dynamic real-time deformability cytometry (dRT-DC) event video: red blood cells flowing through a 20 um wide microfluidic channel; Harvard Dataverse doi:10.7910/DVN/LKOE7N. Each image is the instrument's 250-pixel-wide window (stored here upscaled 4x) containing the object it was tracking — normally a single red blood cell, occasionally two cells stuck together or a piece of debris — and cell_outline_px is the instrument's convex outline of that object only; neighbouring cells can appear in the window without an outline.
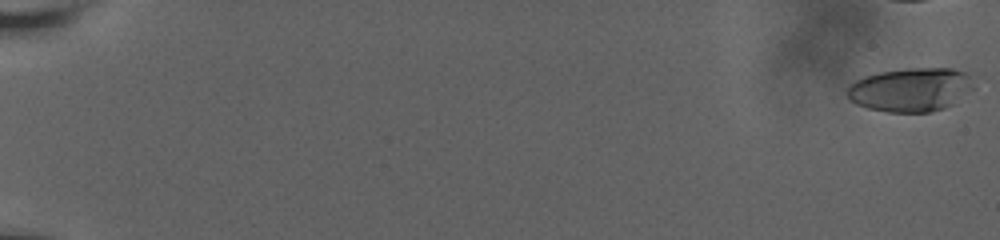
{"species": "human", "species_latin": "Homo sapiens", "temperature_condition": "room temperature", "stored_images_in_passage": 51, "camera_frame_rate_fps": 3000, "um_per_image_px": 0.085, "donor": {"sex": "male"}, "frame": {"image": 1, "passage_image": 1, "time_ms": 0.0, "image_size_px": [1000, 240], "cell_outline_px": [[972, 88], [952, 104], [944, 108], [932, 112], [888, 112], [868, 108], [856, 104], [848, 96], [848, 84], [864, 76], [880, 72], [908, 68], [952, 68], [964, 72], [968, 76]], "centroid_in_image_um": [77.36, 7.62], "position_along_channel_um": 7.6, "area_um2": 31.85}}